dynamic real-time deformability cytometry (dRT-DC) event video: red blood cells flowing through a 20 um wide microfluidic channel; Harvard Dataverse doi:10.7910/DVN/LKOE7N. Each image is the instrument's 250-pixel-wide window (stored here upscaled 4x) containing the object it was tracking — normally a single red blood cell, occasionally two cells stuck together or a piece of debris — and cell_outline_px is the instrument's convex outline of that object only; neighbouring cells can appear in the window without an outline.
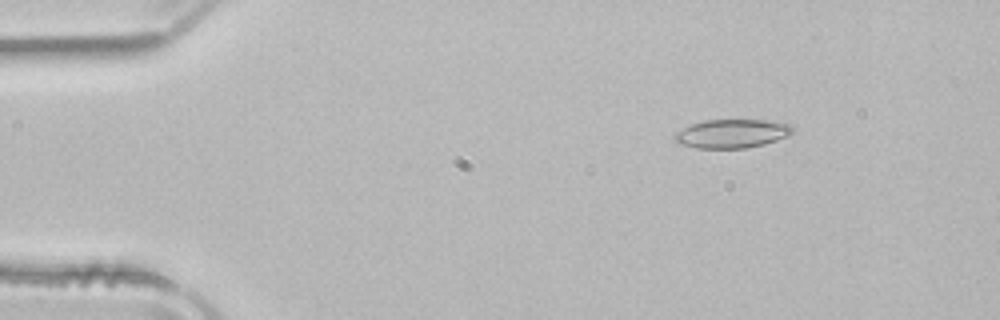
{"species": "common noctule bat (a hibernating species)", "species_latin": "Nyctalus noctula", "temperature_condition": "room temperature", "stored_images_in_passage": 51, "camera_frame_rate_fps": 3000, "um_per_image_px": 0.085, "animal": {"sex": "male", "body_mass_g": 21.5, "forearm_length_mm": 52.0}, "frame": {"image": 1, "passage_image": 7, "time_ms": 2.0, "image_size_px": [1000, 320], "cell_outline_px": [[796, 132], [788, 136], [764, 144], [748, 148], [696, 148], [680, 144], [676, 140], [676, 132], [692, 124], [704, 120], [764, 120], [792, 124]], "centroid_in_image_um": [62.29, 11.35], "position_along_channel_um": 22.7, "area_um2": 19.71}}
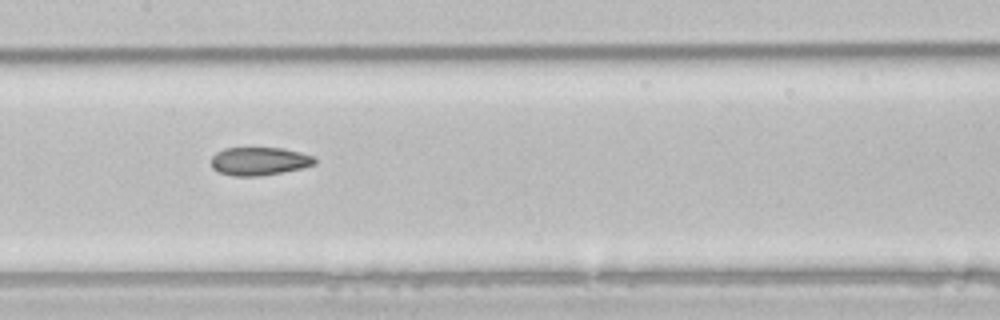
{"frame": {"image": 2, "passage_image": 25, "time_ms": 8.0, "image_size_px": [1000, 320], "cell_outline_px": [[316, 164], [300, 168], [260, 176], [232, 176], [220, 172], [212, 168], [212, 156], [216, 152], [224, 148], [280, 148], [300, 152], [312, 156], [316, 160]], "centroid_in_image_um": [22.01, 13.7], "position_along_channel_um": 185.4, "area_um2": 16.82}}
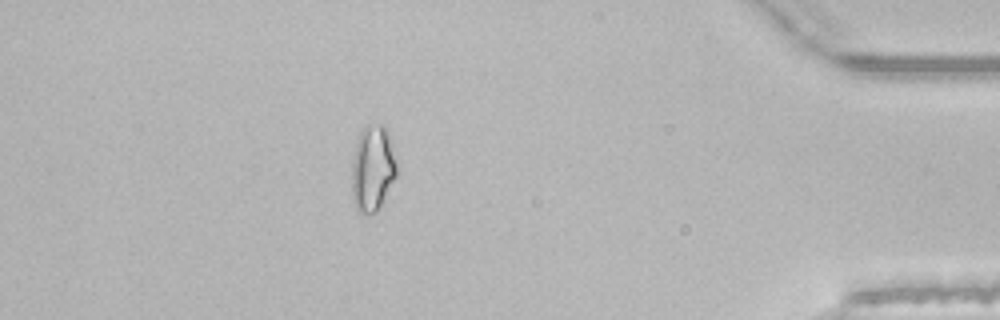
{"frame": {"image": 3, "passage_image": 45, "time_ms": 14.667, "image_size_px": [1000, 320], "cell_outline_px": [[396, 176], [380, 208], [376, 212], [368, 216], [360, 212], [356, 208], [352, 200], [352, 160], [356, 144], [360, 132], [368, 124], [384, 124], [388, 132], [396, 164]], "centroid_in_image_um": [31.66, 14.35], "position_along_channel_um": 403.5, "area_um2": 22.6}, "authors_computed_cell_mechanics": {"area_um2": 19.4786, "velocity_mm_per_s": 3.9724, "shape_relaxation_time_tau1_ms": null, "shape_relaxation_time_tau2_ms": 3.7387, "deformation_change_tau1": null, "deformation_change_tau2": 0.0997}}